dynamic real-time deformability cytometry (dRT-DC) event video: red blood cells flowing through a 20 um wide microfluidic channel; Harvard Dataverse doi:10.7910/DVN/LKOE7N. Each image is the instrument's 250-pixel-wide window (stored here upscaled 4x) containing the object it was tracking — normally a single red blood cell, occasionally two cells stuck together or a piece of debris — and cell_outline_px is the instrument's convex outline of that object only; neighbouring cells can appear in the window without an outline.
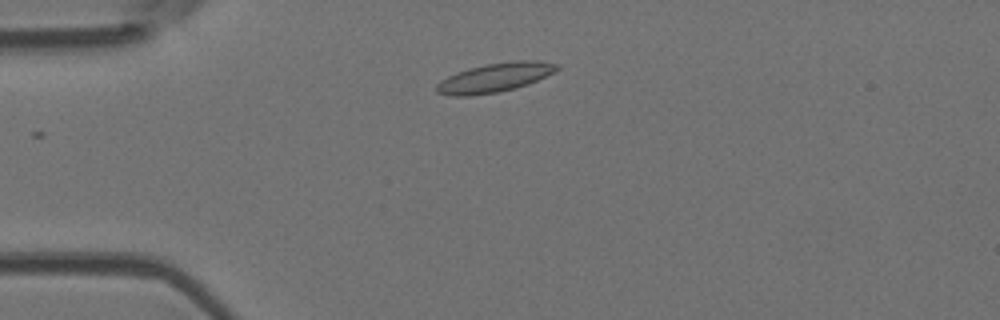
{"species": "Egyptian fruit bat (a non-hibernating species)", "species_latin": "Rousettus aegyptiacus", "temperature_condition": "room temperature", "stored_images_in_passage": 3, "camera_frame_rate_fps": 3000, "um_per_image_px": 0.085, "animal": {"sex": "female"}, "frame": {"image": 1, "passage_image": 2, "time_ms": 1.667, "image_size_px": [1000, 320], "cell_outline_px": [[560, 68], [556, 72], [528, 84], [516, 88], [500, 92], [468, 96], [452, 96], [436, 92], [436, 84], [440, 80], [456, 72], [468, 68], [484, 64], [516, 60], [536, 60], [560, 64]], "centroid_in_image_um": [42.08, 6.59], "position_along_channel_um": 42.9, "area_um2": 20.75}}